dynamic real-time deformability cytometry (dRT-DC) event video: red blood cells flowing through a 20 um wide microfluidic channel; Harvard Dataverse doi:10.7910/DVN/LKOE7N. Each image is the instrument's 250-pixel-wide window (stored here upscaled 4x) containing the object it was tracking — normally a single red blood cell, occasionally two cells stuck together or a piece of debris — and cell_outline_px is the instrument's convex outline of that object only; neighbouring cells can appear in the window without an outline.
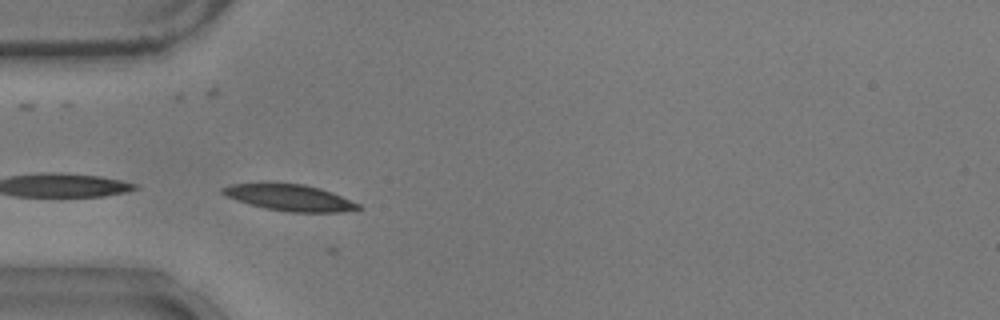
{"species": "common noctule bat (a hibernating species)", "species_latin": "Nyctalus noctula", "temperature_condition": "warm", "stored_images_in_passage": 8, "camera_frame_rate_fps": 3000, "um_per_image_px": 0.085, "animal": {"sex": "male", "body_mass_g": 17.9}, "frame": {"image": 1, "passage_image": 1, "time_ms": 0.0, "image_size_px": [1000, 320], "cell_outline_px": [[364, 208], [340, 212], [288, 212], [264, 208], [236, 200], [220, 192], [220, 188], [232, 184], [264, 180], [268, 180], [304, 184], [320, 188], [332, 192], [360, 204]], "centroid_in_image_um": [24.56, 16.75], "position_along_channel_um": 60.4, "area_um2": 21.68}}
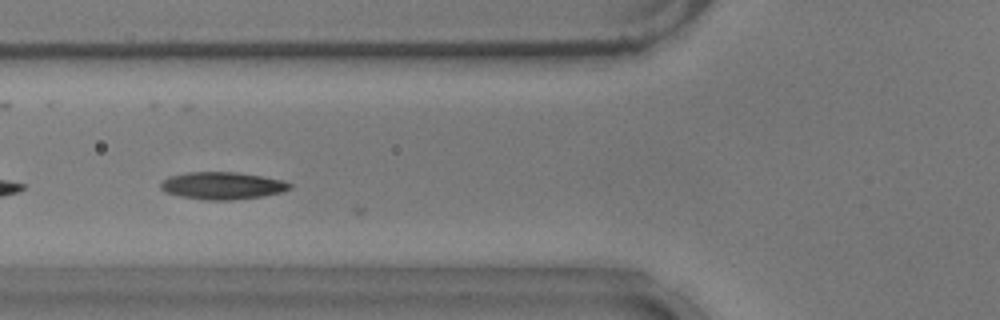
{"frame": {"image": 2, "passage_image": 5, "time_ms": 1.333, "image_size_px": [1000, 320], "cell_outline_px": [[292, 188], [280, 192], [260, 196], [232, 200], [208, 200], [180, 196], [164, 192], [160, 188], [160, 180], [168, 176], [184, 172], [236, 172], [284, 180], [292, 184]], "centroid_in_image_um": [18.84, 15.77], "position_along_channel_um": 107.0, "area_um2": 20.63}}